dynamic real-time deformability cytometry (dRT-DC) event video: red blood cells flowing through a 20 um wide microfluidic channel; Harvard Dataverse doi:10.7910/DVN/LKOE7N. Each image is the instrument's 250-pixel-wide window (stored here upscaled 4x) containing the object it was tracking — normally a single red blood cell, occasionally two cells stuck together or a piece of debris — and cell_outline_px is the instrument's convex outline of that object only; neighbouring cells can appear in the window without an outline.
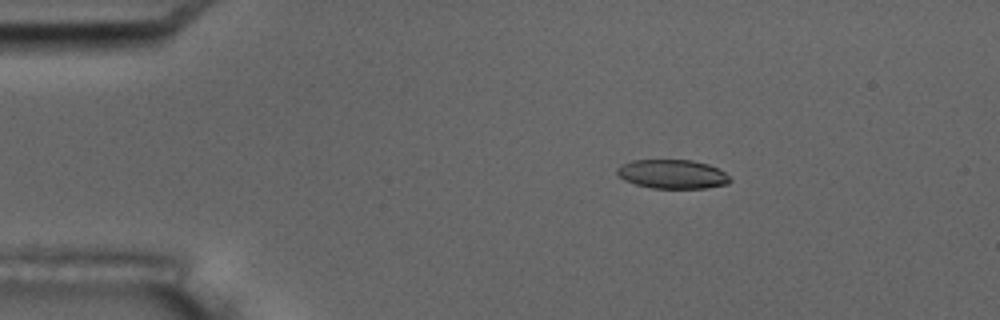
{"species": "common noctule bat (a hibernating species)", "species_latin": "Nyctalus noctula", "temperature_condition": "room temperature", "stored_images_in_passage": 5, "camera_frame_rate_fps": 3000, "um_per_image_px": 0.085, "animal": {"sex": "male", "body_mass_g": 17.5, "forearm_length_mm": 52.3}, "frame": {"image": 1, "passage_image": 3, "time_ms": 3.0, "image_size_px": [1000, 320], "cell_outline_px": [[732, 180], [728, 184], [708, 188], [652, 188], [636, 184], [624, 180], [616, 172], [616, 168], [620, 164], [632, 160], [692, 160], [708, 164], [724, 172]], "centroid_in_image_um": [57.14, 14.8], "position_along_channel_um": 27.9, "area_um2": 19.13}}